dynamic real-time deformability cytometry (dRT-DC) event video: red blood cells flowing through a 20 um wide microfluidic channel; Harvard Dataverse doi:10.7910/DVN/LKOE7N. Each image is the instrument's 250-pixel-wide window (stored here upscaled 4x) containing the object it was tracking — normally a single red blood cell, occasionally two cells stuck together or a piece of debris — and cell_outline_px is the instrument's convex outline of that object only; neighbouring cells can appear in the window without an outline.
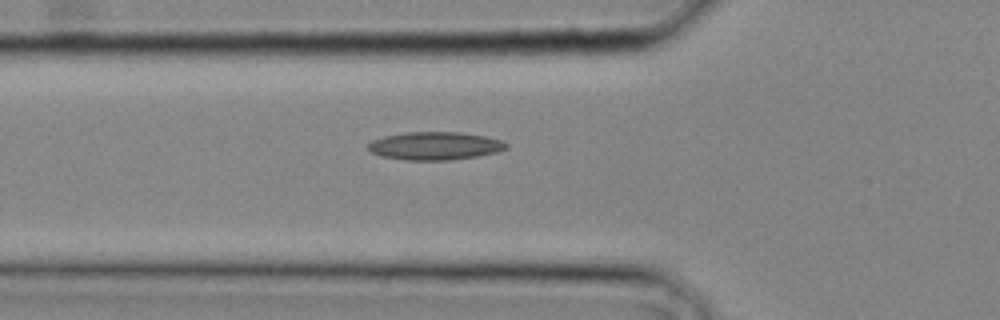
{"species": "common noctule bat (a hibernating species)", "species_latin": "Nyctalus noctula", "temperature_condition": "cold", "stored_images_in_passage": 11, "camera_frame_rate_fps": 3000, "um_per_image_px": 0.085, "animal": {"sex": "male", "body_mass_g": 20.4}, "frame": {"image": 1, "passage_image": 5, "time_ms": 1.333, "image_size_px": [1000, 320], "cell_outline_px": [[508, 148], [496, 152], [476, 156], [448, 160], [404, 160], [380, 156], [372, 152], [368, 148], [368, 144], [372, 140], [384, 136], [404, 132], [460, 132], [484, 136], [500, 140], [508, 144]], "centroid_in_image_um": [36.94, 12.39], "position_along_channel_um": 88.9, "area_um2": 22.48}}
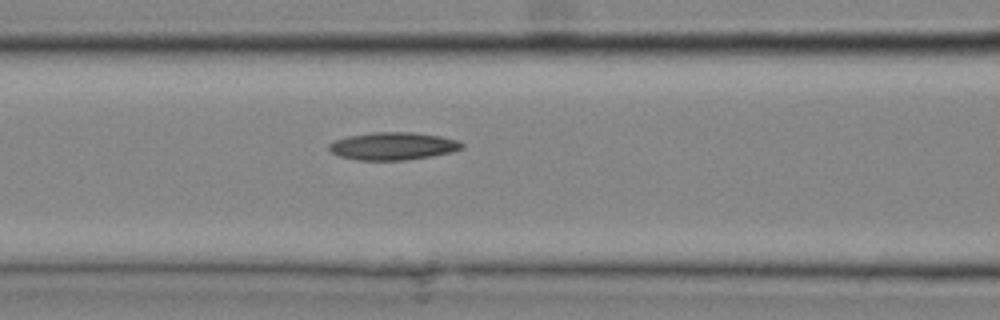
{"frame": {"image": 2, "passage_image": 7, "time_ms": 2.0, "image_size_px": [1000, 320], "cell_outline_px": [[464, 148], [452, 152], [432, 156], [404, 160], [356, 160], [340, 156], [332, 152], [328, 148], [328, 144], [336, 140], [348, 136], [372, 132], [412, 132], [440, 136], [460, 140], [464, 144]], "centroid_in_image_um": [33.44, 12.41], "position_along_channel_um": 133.2, "area_um2": 21.5}}
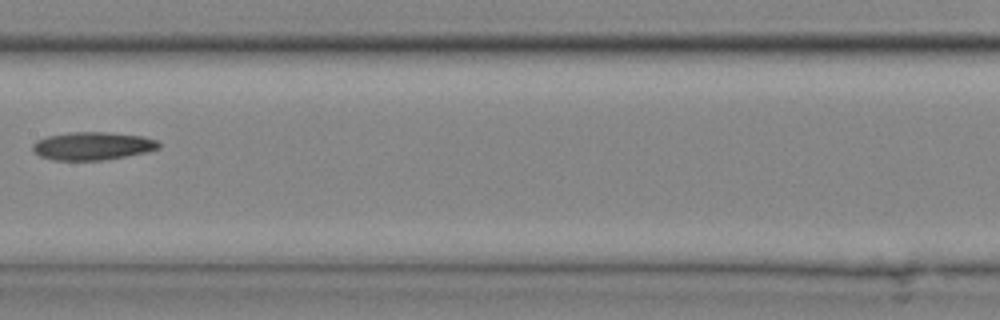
{"frame": {"image": 3, "passage_image": 10, "time_ms": 3.0, "image_size_px": [1000, 320], "cell_outline_px": [[160, 148], [148, 152], [100, 160], [52, 160], [40, 156], [32, 152], [32, 144], [36, 140], [48, 136], [72, 132], [108, 132], [144, 136], [156, 140], [160, 144]], "centroid_in_image_um": [7.85, 12.4], "position_along_channel_um": 199.6, "area_um2": 20.63}}